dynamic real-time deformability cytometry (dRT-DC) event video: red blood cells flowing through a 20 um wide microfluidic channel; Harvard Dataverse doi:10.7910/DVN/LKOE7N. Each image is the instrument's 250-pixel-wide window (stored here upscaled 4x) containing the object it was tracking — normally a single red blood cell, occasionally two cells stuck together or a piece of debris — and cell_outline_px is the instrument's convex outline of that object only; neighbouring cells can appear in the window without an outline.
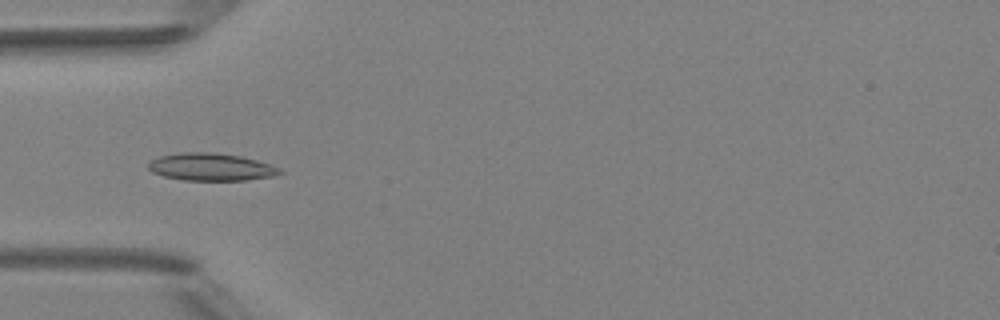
{"species": "Egyptian fruit bat (a non-hibernating species)", "species_latin": "Rousettus aegyptiacus", "temperature_condition": "room temperature", "stored_images_in_passage": 2, "camera_frame_rate_fps": 3000, "um_per_image_px": 0.085, "animal": {"sex": "female"}, "frame": {"image": 1, "passage_image": 2, "time_ms": 1.0, "image_size_px": [1000, 320], "cell_outline_px": [[284, 172], [272, 176], [244, 180], [184, 180], [164, 176], [152, 172], [148, 168], [148, 164], [152, 160], [160, 156], [180, 152], [208, 152], [240, 156], [256, 160], [280, 168]], "centroid_in_image_um": [17.92, 14.19], "position_along_channel_um": 67.1, "area_um2": 20.81}}